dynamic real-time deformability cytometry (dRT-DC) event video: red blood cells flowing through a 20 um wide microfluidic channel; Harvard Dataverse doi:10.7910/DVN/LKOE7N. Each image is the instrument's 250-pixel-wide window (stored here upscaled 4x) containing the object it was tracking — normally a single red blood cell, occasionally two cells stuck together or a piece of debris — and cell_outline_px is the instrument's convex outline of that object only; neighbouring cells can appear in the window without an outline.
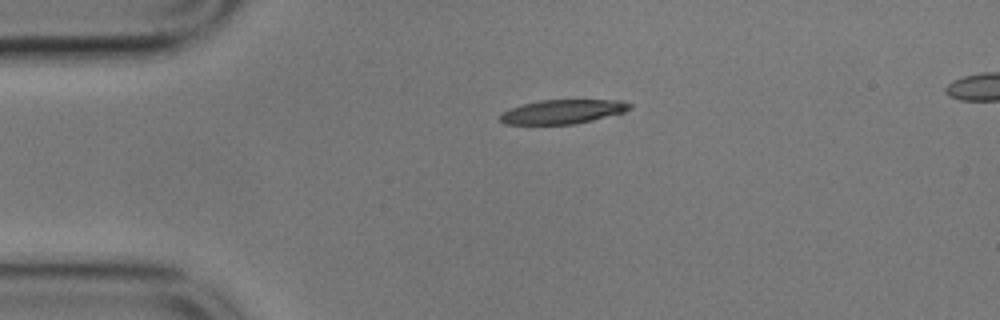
{"species": "common noctule bat (a hibernating species)", "species_latin": "Nyctalus noctula", "temperature_condition": "cold", "stored_images_in_passage": 5, "camera_frame_rate_fps": 3000, "um_per_image_px": 0.085, "animal": {"sex": "male", "body_mass_g": 17.9}, "frame": {"image": 1, "passage_image": 1, "time_ms": 0.0, "image_size_px": [1000, 320], "cell_outline_px": [[632, 108], [624, 112], [576, 124], [504, 124], [500, 120], [500, 116], [504, 112], [512, 108], [524, 104], [540, 100], [624, 100], [632, 104]], "centroid_in_image_um": [47.88, 9.49], "position_along_channel_um": 37.1, "area_um2": 18.09}}